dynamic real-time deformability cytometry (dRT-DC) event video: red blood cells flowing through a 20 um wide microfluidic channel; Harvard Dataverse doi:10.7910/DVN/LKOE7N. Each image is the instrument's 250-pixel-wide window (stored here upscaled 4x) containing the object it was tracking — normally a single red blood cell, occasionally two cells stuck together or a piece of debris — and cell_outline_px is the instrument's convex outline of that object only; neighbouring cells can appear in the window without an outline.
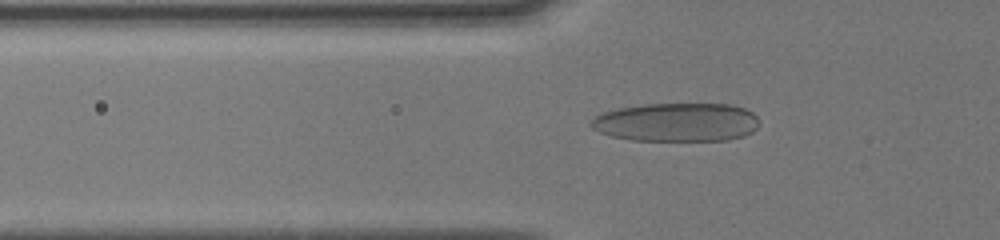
{"species": "human", "species_latin": "Homo sapiens", "temperature_condition": "cold", "stored_images_in_passage": 28, "camera_frame_rate_fps": 3000, "um_per_image_px": 0.085, "donor": {"sex": "male"}, "frame": {"image": 1, "passage_image": 24, "time_ms": 6.0, "image_size_px": [1000, 240], "cell_outline_px": [[760, 124], [752, 132], [744, 136], [728, 140], [632, 140], [612, 136], [600, 132], [592, 128], [588, 124], [592, 116], [604, 112], [620, 108], [644, 104], [732, 104], [744, 108], [752, 112], [760, 120]], "centroid_in_image_um": [57.52, 10.38], "position_along_channel_um": 68.3, "area_um2": 38.09}}
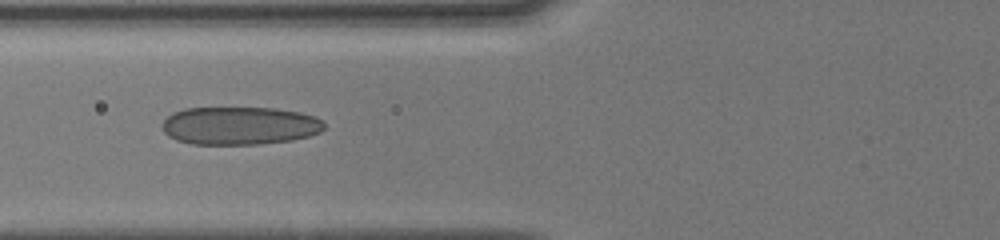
{"frame": {"image": 2, "passage_image": 27, "time_ms": 7.0, "image_size_px": [1000, 240], "cell_outline_px": [[324, 128], [320, 132], [308, 136], [292, 140], [260, 144], [192, 144], [176, 140], [168, 136], [164, 132], [164, 120], [172, 112], [184, 108], [276, 108], [300, 112], [316, 116], [324, 120]], "centroid_in_image_um": [20.4, 10.68], "position_along_channel_um": 105.4, "area_um2": 36.07}}